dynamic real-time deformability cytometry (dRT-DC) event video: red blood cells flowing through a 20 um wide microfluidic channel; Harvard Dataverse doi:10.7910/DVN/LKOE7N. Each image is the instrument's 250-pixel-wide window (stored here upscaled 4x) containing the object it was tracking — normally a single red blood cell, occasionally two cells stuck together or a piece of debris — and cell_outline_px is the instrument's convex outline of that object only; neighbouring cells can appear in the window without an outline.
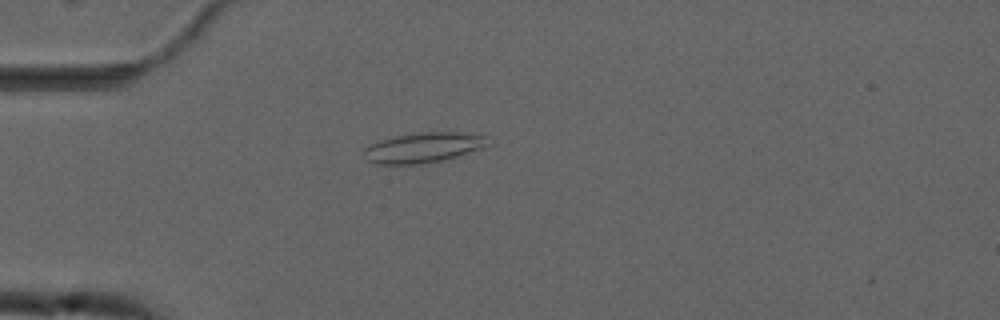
{"species": "common noctule bat (a hibernating species)", "species_latin": "Nyctalus noctula", "temperature_condition": "cold", "stored_images_in_passage": 6, "camera_frame_rate_fps": 3000, "um_per_image_px": 0.085, "animal": {"sex": "male", "forearm_length_mm": 52.5}, "frame": {"image": 1, "passage_image": 5, "time_ms": 4.667, "image_size_px": [1000, 320], "cell_outline_px": [[492, 144], [484, 148], [444, 160], [416, 164], [376, 164], [368, 160], [364, 152], [364, 148], [368, 144], [380, 140], [396, 136], [420, 132], [456, 132], [488, 136]], "centroid_in_image_um": [36.04, 12.54], "position_along_channel_um": 49.0, "area_um2": 21.91}}